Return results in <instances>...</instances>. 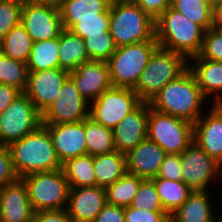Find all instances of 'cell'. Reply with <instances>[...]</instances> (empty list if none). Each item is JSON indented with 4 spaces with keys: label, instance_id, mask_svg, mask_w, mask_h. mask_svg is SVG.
<instances>
[{
    "label": "cell",
    "instance_id": "cell-48",
    "mask_svg": "<svg viewBox=\"0 0 222 222\" xmlns=\"http://www.w3.org/2000/svg\"><path fill=\"white\" fill-rule=\"evenodd\" d=\"M213 10H214V24L216 27L220 28L222 26V0Z\"/></svg>",
    "mask_w": 222,
    "mask_h": 222
},
{
    "label": "cell",
    "instance_id": "cell-42",
    "mask_svg": "<svg viewBox=\"0 0 222 222\" xmlns=\"http://www.w3.org/2000/svg\"><path fill=\"white\" fill-rule=\"evenodd\" d=\"M18 179L9 148L0 145V187Z\"/></svg>",
    "mask_w": 222,
    "mask_h": 222
},
{
    "label": "cell",
    "instance_id": "cell-28",
    "mask_svg": "<svg viewBox=\"0 0 222 222\" xmlns=\"http://www.w3.org/2000/svg\"><path fill=\"white\" fill-rule=\"evenodd\" d=\"M70 188L97 186L93 156L83 155L71 158L62 164Z\"/></svg>",
    "mask_w": 222,
    "mask_h": 222
},
{
    "label": "cell",
    "instance_id": "cell-2",
    "mask_svg": "<svg viewBox=\"0 0 222 222\" xmlns=\"http://www.w3.org/2000/svg\"><path fill=\"white\" fill-rule=\"evenodd\" d=\"M205 30L171 6L155 20L159 47L182 54L187 60L200 54Z\"/></svg>",
    "mask_w": 222,
    "mask_h": 222
},
{
    "label": "cell",
    "instance_id": "cell-1",
    "mask_svg": "<svg viewBox=\"0 0 222 222\" xmlns=\"http://www.w3.org/2000/svg\"><path fill=\"white\" fill-rule=\"evenodd\" d=\"M207 98L203 95L192 71L187 68L176 79L170 81L149 102L150 107L194 124L206 109Z\"/></svg>",
    "mask_w": 222,
    "mask_h": 222
},
{
    "label": "cell",
    "instance_id": "cell-35",
    "mask_svg": "<svg viewBox=\"0 0 222 222\" xmlns=\"http://www.w3.org/2000/svg\"><path fill=\"white\" fill-rule=\"evenodd\" d=\"M84 45L91 61L107 62L116 50L110 31L106 35H89Z\"/></svg>",
    "mask_w": 222,
    "mask_h": 222
},
{
    "label": "cell",
    "instance_id": "cell-12",
    "mask_svg": "<svg viewBox=\"0 0 222 222\" xmlns=\"http://www.w3.org/2000/svg\"><path fill=\"white\" fill-rule=\"evenodd\" d=\"M90 104L81 96L73 79L68 76L59 95L42 113V125L77 123L89 117Z\"/></svg>",
    "mask_w": 222,
    "mask_h": 222
},
{
    "label": "cell",
    "instance_id": "cell-23",
    "mask_svg": "<svg viewBox=\"0 0 222 222\" xmlns=\"http://www.w3.org/2000/svg\"><path fill=\"white\" fill-rule=\"evenodd\" d=\"M209 191H193L188 199L170 215V222H221L213 213Z\"/></svg>",
    "mask_w": 222,
    "mask_h": 222
},
{
    "label": "cell",
    "instance_id": "cell-39",
    "mask_svg": "<svg viewBox=\"0 0 222 222\" xmlns=\"http://www.w3.org/2000/svg\"><path fill=\"white\" fill-rule=\"evenodd\" d=\"M199 56L202 59L222 62V29L209 28L204 33L203 46Z\"/></svg>",
    "mask_w": 222,
    "mask_h": 222
},
{
    "label": "cell",
    "instance_id": "cell-50",
    "mask_svg": "<svg viewBox=\"0 0 222 222\" xmlns=\"http://www.w3.org/2000/svg\"><path fill=\"white\" fill-rule=\"evenodd\" d=\"M110 2H117V1H132V0H109Z\"/></svg>",
    "mask_w": 222,
    "mask_h": 222
},
{
    "label": "cell",
    "instance_id": "cell-15",
    "mask_svg": "<svg viewBox=\"0 0 222 222\" xmlns=\"http://www.w3.org/2000/svg\"><path fill=\"white\" fill-rule=\"evenodd\" d=\"M43 126L51 136L56 155L61 164L71 158L87 154L85 119L77 123Z\"/></svg>",
    "mask_w": 222,
    "mask_h": 222
},
{
    "label": "cell",
    "instance_id": "cell-32",
    "mask_svg": "<svg viewBox=\"0 0 222 222\" xmlns=\"http://www.w3.org/2000/svg\"><path fill=\"white\" fill-rule=\"evenodd\" d=\"M86 148L91 156L115 151L113 129L96 123L90 117L85 119Z\"/></svg>",
    "mask_w": 222,
    "mask_h": 222
},
{
    "label": "cell",
    "instance_id": "cell-40",
    "mask_svg": "<svg viewBox=\"0 0 222 222\" xmlns=\"http://www.w3.org/2000/svg\"><path fill=\"white\" fill-rule=\"evenodd\" d=\"M181 154H166L155 178H165L173 181H183Z\"/></svg>",
    "mask_w": 222,
    "mask_h": 222
},
{
    "label": "cell",
    "instance_id": "cell-31",
    "mask_svg": "<svg viewBox=\"0 0 222 222\" xmlns=\"http://www.w3.org/2000/svg\"><path fill=\"white\" fill-rule=\"evenodd\" d=\"M144 179L125 173L120 179L105 188L106 203L120 207H129Z\"/></svg>",
    "mask_w": 222,
    "mask_h": 222
},
{
    "label": "cell",
    "instance_id": "cell-47",
    "mask_svg": "<svg viewBox=\"0 0 222 222\" xmlns=\"http://www.w3.org/2000/svg\"><path fill=\"white\" fill-rule=\"evenodd\" d=\"M23 4L48 5L59 8L62 0H21Z\"/></svg>",
    "mask_w": 222,
    "mask_h": 222
},
{
    "label": "cell",
    "instance_id": "cell-27",
    "mask_svg": "<svg viewBox=\"0 0 222 222\" xmlns=\"http://www.w3.org/2000/svg\"><path fill=\"white\" fill-rule=\"evenodd\" d=\"M34 41L20 23L14 26L0 41V52L9 58L28 62Z\"/></svg>",
    "mask_w": 222,
    "mask_h": 222
},
{
    "label": "cell",
    "instance_id": "cell-16",
    "mask_svg": "<svg viewBox=\"0 0 222 222\" xmlns=\"http://www.w3.org/2000/svg\"><path fill=\"white\" fill-rule=\"evenodd\" d=\"M150 104L142 102L128 114L114 129L115 149L124 155L147 138Z\"/></svg>",
    "mask_w": 222,
    "mask_h": 222
},
{
    "label": "cell",
    "instance_id": "cell-9",
    "mask_svg": "<svg viewBox=\"0 0 222 222\" xmlns=\"http://www.w3.org/2000/svg\"><path fill=\"white\" fill-rule=\"evenodd\" d=\"M42 125V114L23 92L0 114V145L8 147Z\"/></svg>",
    "mask_w": 222,
    "mask_h": 222
},
{
    "label": "cell",
    "instance_id": "cell-33",
    "mask_svg": "<svg viewBox=\"0 0 222 222\" xmlns=\"http://www.w3.org/2000/svg\"><path fill=\"white\" fill-rule=\"evenodd\" d=\"M171 7L201 26L205 31L215 26L214 10L204 0H171Z\"/></svg>",
    "mask_w": 222,
    "mask_h": 222
},
{
    "label": "cell",
    "instance_id": "cell-4",
    "mask_svg": "<svg viewBox=\"0 0 222 222\" xmlns=\"http://www.w3.org/2000/svg\"><path fill=\"white\" fill-rule=\"evenodd\" d=\"M109 31L116 47L156 41L155 20L133 1L110 3Z\"/></svg>",
    "mask_w": 222,
    "mask_h": 222
},
{
    "label": "cell",
    "instance_id": "cell-6",
    "mask_svg": "<svg viewBox=\"0 0 222 222\" xmlns=\"http://www.w3.org/2000/svg\"><path fill=\"white\" fill-rule=\"evenodd\" d=\"M158 47L157 41H144L117 47L106 62L112 86L133 89Z\"/></svg>",
    "mask_w": 222,
    "mask_h": 222
},
{
    "label": "cell",
    "instance_id": "cell-14",
    "mask_svg": "<svg viewBox=\"0 0 222 222\" xmlns=\"http://www.w3.org/2000/svg\"><path fill=\"white\" fill-rule=\"evenodd\" d=\"M69 72L60 68L28 73V85L24 92L42 114L59 95L62 83Z\"/></svg>",
    "mask_w": 222,
    "mask_h": 222
},
{
    "label": "cell",
    "instance_id": "cell-44",
    "mask_svg": "<svg viewBox=\"0 0 222 222\" xmlns=\"http://www.w3.org/2000/svg\"><path fill=\"white\" fill-rule=\"evenodd\" d=\"M94 222H125L124 207L106 203Z\"/></svg>",
    "mask_w": 222,
    "mask_h": 222
},
{
    "label": "cell",
    "instance_id": "cell-29",
    "mask_svg": "<svg viewBox=\"0 0 222 222\" xmlns=\"http://www.w3.org/2000/svg\"><path fill=\"white\" fill-rule=\"evenodd\" d=\"M164 211L170 216L193 192L183 181L152 178Z\"/></svg>",
    "mask_w": 222,
    "mask_h": 222
},
{
    "label": "cell",
    "instance_id": "cell-25",
    "mask_svg": "<svg viewBox=\"0 0 222 222\" xmlns=\"http://www.w3.org/2000/svg\"><path fill=\"white\" fill-rule=\"evenodd\" d=\"M89 61L84 39L64 29L59 36V68L72 72Z\"/></svg>",
    "mask_w": 222,
    "mask_h": 222
},
{
    "label": "cell",
    "instance_id": "cell-30",
    "mask_svg": "<svg viewBox=\"0 0 222 222\" xmlns=\"http://www.w3.org/2000/svg\"><path fill=\"white\" fill-rule=\"evenodd\" d=\"M27 67L29 72L59 68V38L34 42Z\"/></svg>",
    "mask_w": 222,
    "mask_h": 222
},
{
    "label": "cell",
    "instance_id": "cell-20",
    "mask_svg": "<svg viewBox=\"0 0 222 222\" xmlns=\"http://www.w3.org/2000/svg\"><path fill=\"white\" fill-rule=\"evenodd\" d=\"M34 210L21 178L1 187L0 222H31Z\"/></svg>",
    "mask_w": 222,
    "mask_h": 222
},
{
    "label": "cell",
    "instance_id": "cell-18",
    "mask_svg": "<svg viewBox=\"0 0 222 222\" xmlns=\"http://www.w3.org/2000/svg\"><path fill=\"white\" fill-rule=\"evenodd\" d=\"M69 76L76 84L81 96L90 104L104 91L112 87L108 64L89 61L81 64Z\"/></svg>",
    "mask_w": 222,
    "mask_h": 222
},
{
    "label": "cell",
    "instance_id": "cell-21",
    "mask_svg": "<svg viewBox=\"0 0 222 222\" xmlns=\"http://www.w3.org/2000/svg\"><path fill=\"white\" fill-rule=\"evenodd\" d=\"M166 154L157 143L146 138L125 155L127 173L143 179L155 178Z\"/></svg>",
    "mask_w": 222,
    "mask_h": 222
},
{
    "label": "cell",
    "instance_id": "cell-13",
    "mask_svg": "<svg viewBox=\"0 0 222 222\" xmlns=\"http://www.w3.org/2000/svg\"><path fill=\"white\" fill-rule=\"evenodd\" d=\"M21 24L34 42L59 38L64 30L59 8L48 5L22 4Z\"/></svg>",
    "mask_w": 222,
    "mask_h": 222
},
{
    "label": "cell",
    "instance_id": "cell-46",
    "mask_svg": "<svg viewBox=\"0 0 222 222\" xmlns=\"http://www.w3.org/2000/svg\"><path fill=\"white\" fill-rule=\"evenodd\" d=\"M22 93L16 87L0 84V114Z\"/></svg>",
    "mask_w": 222,
    "mask_h": 222
},
{
    "label": "cell",
    "instance_id": "cell-17",
    "mask_svg": "<svg viewBox=\"0 0 222 222\" xmlns=\"http://www.w3.org/2000/svg\"><path fill=\"white\" fill-rule=\"evenodd\" d=\"M193 124V141L222 165V104H212Z\"/></svg>",
    "mask_w": 222,
    "mask_h": 222
},
{
    "label": "cell",
    "instance_id": "cell-43",
    "mask_svg": "<svg viewBox=\"0 0 222 222\" xmlns=\"http://www.w3.org/2000/svg\"><path fill=\"white\" fill-rule=\"evenodd\" d=\"M152 19L156 20L170 6L171 0H132Z\"/></svg>",
    "mask_w": 222,
    "mask_h": 222
},
{
    "label": "cell",
    "instance_id": "cell-37",
    "mask_svg": "<svg viewBox=\"0 0 222 222\" xmlns=\"http://www.w3.org/2000/svg\"><path fill=\"white\" fill-rule=\"evenodd\" d=\"M130 206L146 211H164L152 179H144L141 182Z\"/></svg>",
    "mask_w": 222,
    "mask_h": 222
},
{
    "label": "cell",
    "instance_id": "cell-36",
    "mask_svg": "<svg viewBox=\"0 0 222 222\" xmlns=\"http://www.w3.org/2000/svg\"><path fill=\"white\" fill-rule=\"evenodd\" d=\"M110 6L100 13V18L77 19L69 29L73 34L85 39L89 35H106L109 32Z\"/></svg>",
    "mask_w": 222,
    "mask_h": 222
},
{
    "label": "cell",
    "instance_id": "cell-41",
    "mask_svg": "<svg viewBox=\"0 0 222 222\" xmlns=\"http://www.w3.org/2000/svg\"><path fill=\"white\" fill-rule=\"evenodd\" d=\"M125 222H170V216L165 211H146L133 208H124Z\"/></svg>",
    "mask_w": 222,
    "mask_h": 222
},
{
    "label": "cell",
    "instance_id": "cell-7",
    "mask_svg": "<svg viewBox=\"0 0 222 222\" xmlns=\"http://www.w3.org/2000/svg\"><path fill=\"white\" fill-rule=\"evenodd\" d=\"M21 179L34 212L66 209L70 186L63 169L32 173Z\"/></svg>",
    "mask_w": 222,
    "mask_h": 222
},
{
    "label": "cell",
    "instance_id": "cell-24",
    "mask_svg": "<svg viewBox=\"0 0 222 222\" xmlns=\"http://www.w3.org/2000/svg\"><path fill=\"white\" fill-rule=\"evenodd\" d=\"M109 0H62L59 10L64 29L69 30L77 19L100 18Z\"/></svg>",
    "mask_w": 222,
    "mask_h": 222
},
{
    "label": "cell",
    "instance_id": "cell-10",
    "mask_svg": "<svg viewBox=\"0 0 222 222\" xmlns=\"http://www.w3.org/2000/svg\"><path fill=\"white\" fill-rule=\"evenodd\" d=\"M141 103L132 89L112 86L90 103L89 117L104 127L114 129Z\"/></svg>",
    "mask_w": 222,
    "mask_h": 222
},
{
    "label": "cell",
    "instance_id": "cell-34",
    "mask_svg": "<svg viewBox=\"0 0 222 222\" xmlns=\"http://www.w3.org/2000/svg\"><path fill=\"white\" fill-rule=\"evenodd\" d=\"M28 73L26 63L9 58L0 52V84L10 85L25 92Z\"/></svg>",
    "mask_w": 222,
    "mask_h": 222
},
{
    "label": "cell",
    "instance_id": "cell-38",
    "mask_svg": "<svg viewBox=\"0 0 222 222\" xmlns=\"http://www.w3.org/2000/svg\"><path fill=\"white\" fill-rule=\"evenodd\" d=\"M21 0H3L0 4V41L16 25L21 23Z\"/></svg>",
    "mask_w": 222,
    "mask_h": 222
},
{
    "label": "cell",
    "instance_id": "cell-19",
    "mask_svg": "<svg viewBox=\"0 0 222 222\" xmlns=\"http://www.w3.org/2000/svg\"><path fill=\"white\" fill-rule=\"evenodd\" d=\"M105 204V188H70L66 211L74 222H94Z\"/></svg>",
    "mask_w": 222,
    "mask_h": 222
},
{
    "label": "cell",
    "instance_id": "cell-5",
    "mask_svg": "<svg viewBox=\"0 0 222 222\" xmlns=\"http://www.w3.org/2000/svg\"><path fill=\"white\" fill-rule=\"evenodd\" d=\"M187 68L188 60L182 54L158 47L132 90L142 102L149 103L163 87Z\"/></svg>",
    "mask_w": 222,
    "mask_h": 222
},
{
    "label": "cell",
    "instance_id": "cell-45",
    "mask_svg": "<svg viewBox=\"0 0 222 222\" xmlns=\"http://www.w3.org/2000/svg\"><path fill=\"white\" fill-rule=\"evenodd\" d=\"M31 222H74L64 210H43L34 212Z\"/></svg>",
    "mask_w": 222,
    "mask_h": 222
},
{
    "label": "cell",
    "instance_id": "cell-8",
    "mask_svg": "<svg viewBox=\"0 0 222 222\" xmlns=\"http://www.w3.org/2000/svg\"><path fill=\"white\" fill-rule=\"evenodd\" d=\"M147 138L167 154H181L193 142V124L150 107Z\"/></svg>",
    "mask_w": 222,
    "mask_h": 222
},
{
    "label": "cell",
    "instance_id": "cell-11",
    "mask_svg": "<svg viewBox=\"0 0 222 222\" xmlns=\"http://www.w3.org/2000/svg\"><path fill=\"white\" fill-rule=\"evenodd\" d=\"M181 161L183 182L193 191H208L211 181L222 180V165L194 141L181 153Z\"/></svg>",
    "mask_w": 222,
    "mask_h": 222
},
{
    "label": "cell",
    "instance_id": "cell-22",
    "mask_svg": "<svg viewBox=\"0 0 222 222\" xmlns=\"http://www.w3.org/2000/svg\"><path fill=\"white\" fill-rule=\"evenodd\" d=\"M188 68L203 95L207 99L213 96V104H222V62L202 59L197 55L188 60Z\"/></svg>",
    "mask_w": 222,
    "mask_h": 222
},
{
    "label": "cell",
    "instance_id": "cell-49",
    "mask_svg": "<svg viewBox=\"0 0 222 222\" xmlns=\"http://www.w3.org/2000/svg\"><path fill=\"white\" fill-rule=\"evenodd\" d=\"M204 1L214 9L220 3L221 0H204Z\"/></svg>",
    "mask_w": 222,
    "mask_h": 222
},
{
    "label": "cell",
    "instance_id": "cell-26",
    "mask_svg": "<svg viewBox=\"0 0 222 222\" xmlns=\"http://www.w3.org/2000/svg\"><path fill=\"white\" fill-rule=\"evenodd\" d=\"M97 186L106 188L120 179L126 172V157L117 150L93 156Z\"/></svg>",
    "mask_w": 222,
    "mask_h": 222
},
{
    "label": "cell",
    "instance_id": "cell-3",
    "mask_svg": "<svg viewBox=\"0 0 222 222\" xmlns=\"http://www.w3.org/2000/svg\"><path fill=\"white\" fill-rule=\"evenodd\" d=\"M8 148L19 178L32 173L62 169L51 136L43 125L11 143Z\"/></svg>",
    "mask_w": 222,
    "mask_h": 222
}]
</instances>
